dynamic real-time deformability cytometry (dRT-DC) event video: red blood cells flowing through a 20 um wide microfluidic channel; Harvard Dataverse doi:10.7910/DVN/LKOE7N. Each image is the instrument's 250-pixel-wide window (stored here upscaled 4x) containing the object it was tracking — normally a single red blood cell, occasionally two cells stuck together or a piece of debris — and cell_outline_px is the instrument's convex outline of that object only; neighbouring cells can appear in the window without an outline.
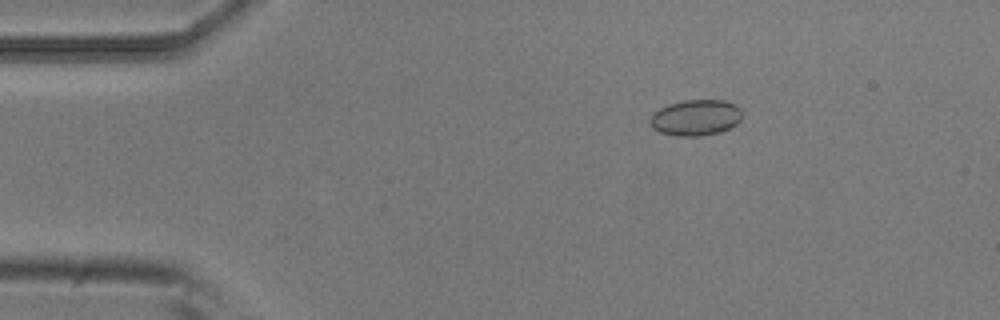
{"species": "common noctule bat (a hibernating species)", "species_latin": "Nyctalus noctula", "temperature_condition": "room temperature", "stored_images_in_passage": 5, "camera_frame_rate_fps": 3000, "um_per_image_px": 0.085, "animal": {"sex": "male", "body_mass_g": 20.5, "forearm_length_mm": 52.5}, "frame": {"image": 1, "passage_image": 3, "time_ms": 0.667, "image_size_px": [1000, 320], "cell_outline_px": [[740, 120], [736, 124], [720, 132], [700, 136], [676, 136], [660, 132], [652, 128], [648, 120], [652, 112], [668, 104], [684, 100], [724, 100], [736, 104], [740, 108]], "centroid_in_image_um": [59.09, 9.99], "position_along_channel_um": 25.9, "area_um2": 19.42}}
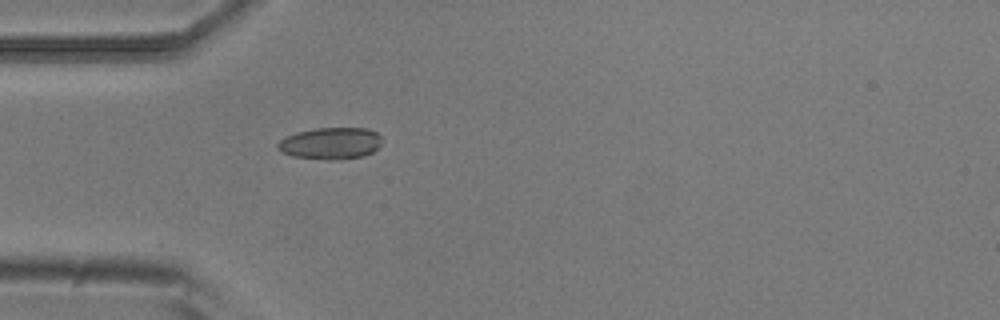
{"frame": {"image": 2, "passage_image": 5, "time_ms": 1.333, "image_size_px": [1000, 320], "cell_outline_px": [[384, 140], [372, 152], [364, 156], [340, 160], [328, 160], [292, 156], [276, 148], [276, 144], [280, 140], [296, 132], [316, 128], [368, 128], [376, 132]], "centroid_in_image_um": [28.12, 12.18], "position_along_channel_um": 56.9, "area_um2": 19.42}}